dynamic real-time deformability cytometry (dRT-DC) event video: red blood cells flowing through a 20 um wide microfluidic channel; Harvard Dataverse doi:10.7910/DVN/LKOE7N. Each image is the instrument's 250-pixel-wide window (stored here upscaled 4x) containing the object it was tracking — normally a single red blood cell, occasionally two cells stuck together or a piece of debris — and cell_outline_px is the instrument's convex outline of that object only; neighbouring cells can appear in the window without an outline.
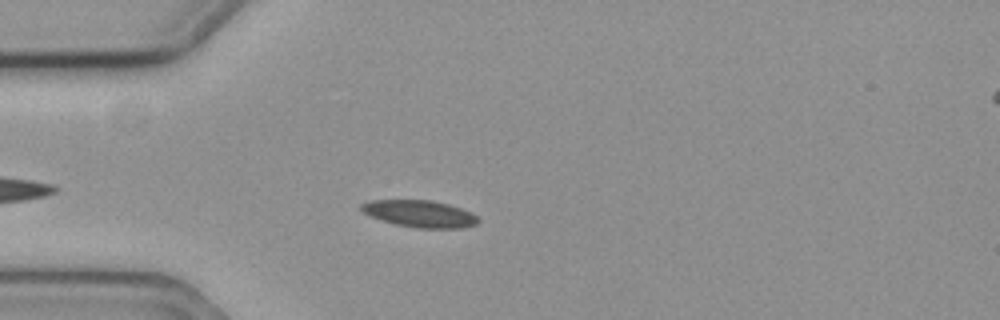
{"species": "common noctule bat (a hibernating species)", "species_latin": "Nyctalus noctula", "temperature_condition": "cold", "stored_images_in_passage": 46, "camera_frame_rate_fps": 3000, "um_per_image_px": 0.085, "animal": {"sex": "female", "body_mass_g": 19.3, "forearm_length_mm": 54.1}, "frame": {"image": 1, "passage_image": 7, "time_ms": 2.0, "image_size_px": [1000, 320], "cell_outline_px": [[480, 220], [476, 224], [464, 228], [416, 228], [396, 224], [368, 216], [360, 208], [360, 204], [368, 200], [432, 200], [448, 204], [472, 212]], "centroid_in_image_um": [35.67, 18.16], "position_along_channel_um": 49.3, "area_um2": 18.44}}
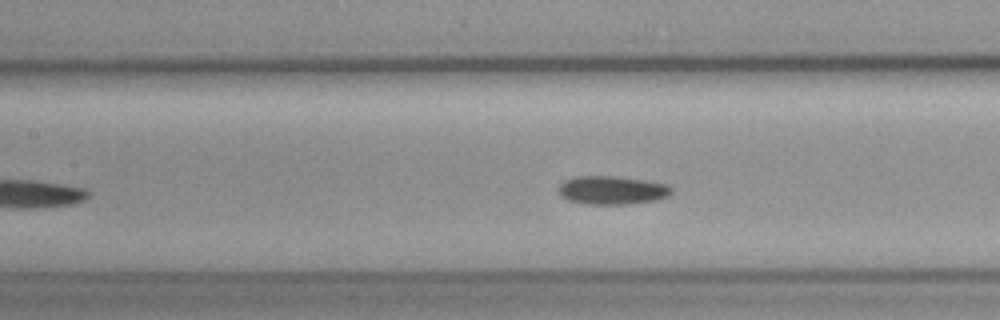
{"frame": {"image": 2, "passage_image": 17, "time_ms": 5.333, "image_size_px": [1000, 320], "cell_outline_px": [[672, 192], [668, 196], [656, 200], [628, 204], [584, 204], [568, 200], [560, 196], [556, 188], [564, 180], [576, 176], [616, 176], [644, 180], [668, 184], [672, 188]], "centroid_in_image_um": [51.99, 16.16], "position_along_channel_um": 155.4, "area_um2": 18.96}}
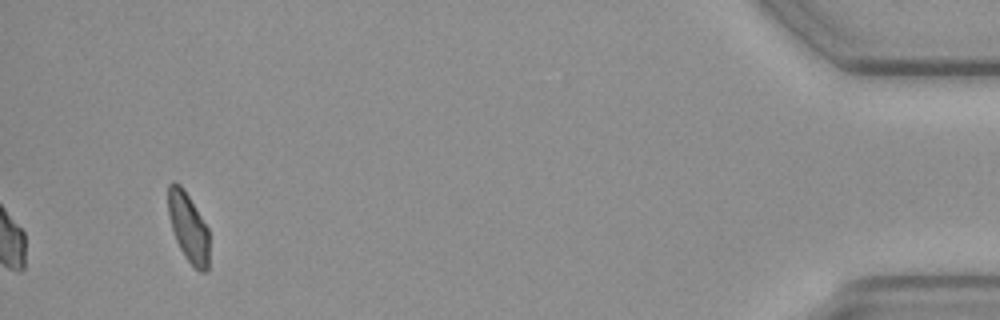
{"frame": {"image": 3, "passage_image": 46, "time_ms": 15.0, "image_size_px": [1000, 320], "cell_outline_px": [[208, 268], [204, 272], [200, 272], [188, 260], [180, 248], [176, 240], [168, 216], [168, 184], [172, 180], [176, 180], [184, 188], [208, 228]], "centroid_in_image_um": [15.99, 19.25], "position_along_channel_um": 419.2, "area_um2": 16.47}, "authors_computed_cell_mechanics": {"area_um2": 18.2359, "velocity_mm_per_s": 3.5761, "shape_relaxation_time_tau1_ms": 6.9759, "shape_relaxation_time_tau2_ms": 4.9944, "deformation_change_tau1": 0.1004, "deformation_change_tau2": 0.1126}}